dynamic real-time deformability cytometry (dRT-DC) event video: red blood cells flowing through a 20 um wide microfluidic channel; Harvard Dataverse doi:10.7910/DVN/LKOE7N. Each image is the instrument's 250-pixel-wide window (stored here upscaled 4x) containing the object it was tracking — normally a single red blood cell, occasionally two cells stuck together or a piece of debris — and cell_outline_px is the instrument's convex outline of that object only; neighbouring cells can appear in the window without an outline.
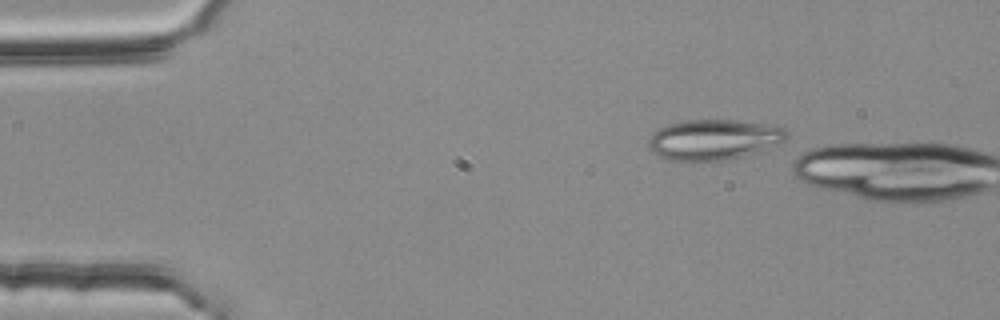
{"species": "common noctule bat (a hibernating species)", "species_latin": "Nyctalus noctula", "temperature_condition": "room temperature", "stored_images_in_passage": 3, "camera_frame_rate_fps": 3000, "um_per_image_px": 0.085, "animal": {"sex": "female", "body_mass_g": 25.1}, "frame": {"image": 1, "passage_image": 1, "time_ms": 0.0, "image_size_px": [1000, 320], "cell_outline_px": [[788, 140], [740, 156], [724, 160], [668, 160], [652, 152], [648, 148], [648, 140], [652, 132], [668, 124], [688, 120], [732, 120], [776, 124], [784, 128], [788, 132]], "centroid_in_image_um": [60.66, 11.84], "position_along_channel_um": 24.3, "area_um2": 32.37}}